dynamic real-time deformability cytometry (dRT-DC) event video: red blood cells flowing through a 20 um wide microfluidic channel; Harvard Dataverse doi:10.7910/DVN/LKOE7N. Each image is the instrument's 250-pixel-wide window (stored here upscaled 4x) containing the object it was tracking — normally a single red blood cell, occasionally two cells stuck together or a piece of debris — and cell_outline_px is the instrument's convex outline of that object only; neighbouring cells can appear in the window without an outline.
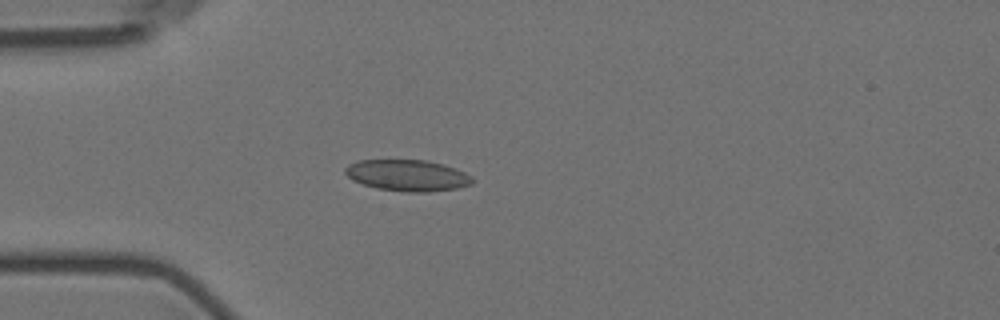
{"species": "Egyptian fruit bat (a non-hibernating species)", "species_latin": "Rousettus aegyptiacus", "temperature_condition": "room temperature", "stored_images_in_passage": 5, "camera_frame_rate_fps": 3000, "um_per_image_px": 0.085, "animal": {"sex": "female"}, "frame": {"image": 1, "passage_image": 5, "time_ms": 4.333, "image_size_px": [1000, 320], "cell_outline_px": [[472, 184], [456, 188], [428, 192], [408, 192], [376, 188], [352, 180], [344, 172], [344, 168], [348, 164], [356, 160], [428, 160], [456, 168], [472, 176]], "centroid_in_image_um": [34.61, 14.9], "position_along_channel_um": 50.4, "area_um2": 23.24}}